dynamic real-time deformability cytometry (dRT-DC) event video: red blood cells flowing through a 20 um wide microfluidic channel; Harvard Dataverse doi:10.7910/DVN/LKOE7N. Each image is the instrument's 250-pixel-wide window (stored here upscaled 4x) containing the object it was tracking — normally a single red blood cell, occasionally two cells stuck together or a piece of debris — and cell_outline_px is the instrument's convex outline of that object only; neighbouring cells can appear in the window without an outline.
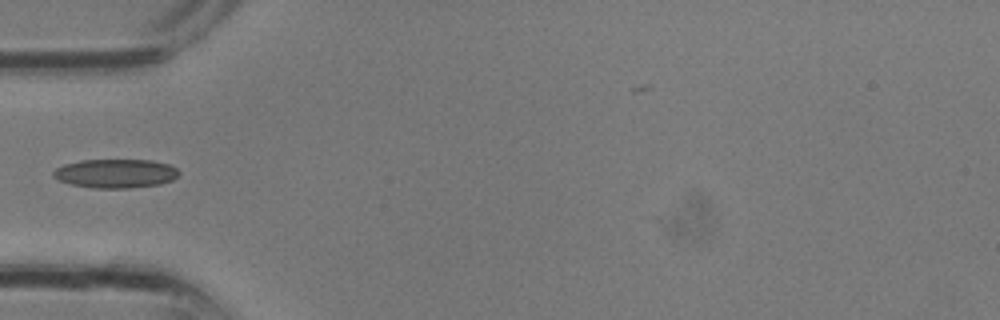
{"species": "common noctule bat (a hibernating species)", "species_latin": "Nyctalus noctula", "temperature_condition": "room temperature", "stored_images_in_passage": 10, "camera_frame_rate_fps": 3000, "um_per_image_px": 0.085, "animal": {"sex": "male", "body_mass_g": 13.3}, "frame": {"image": 1, "passage_image": 9, "time_ms": 2.667, "image_size_px": [1000, 320], "cell_outline_px": [[180, 172], [172, 180], [160, 184], [128, 188], [92, 188], [72, 184], [60, 180], [52, 176], [52, 172], [56, 168], [64, 164], [80, 160], [152, 160], [168, 164], [176, 168]], "centroid_in_image_um": [9.81, 14.74], "position_along_channel_um": 75.2, "area_um2": 21.1}}